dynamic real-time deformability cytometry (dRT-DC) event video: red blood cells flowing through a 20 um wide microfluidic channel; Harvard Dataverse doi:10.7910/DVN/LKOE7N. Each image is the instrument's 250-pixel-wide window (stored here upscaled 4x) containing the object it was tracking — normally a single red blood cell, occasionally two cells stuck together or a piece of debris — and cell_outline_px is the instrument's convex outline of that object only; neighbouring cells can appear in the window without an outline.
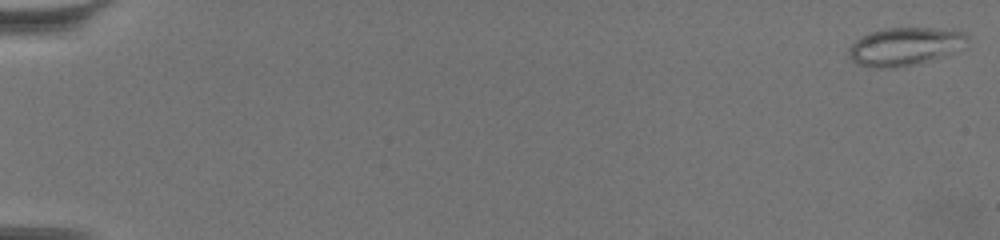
{"species": "common noctule bat (a hibernating species)", "species_latin": "Nyctalus noctula", "temperature_condition": "warm", "stored_images_in_passage": 63, "camera_frame_rate_fps": 3000, "um_per_image_px": 0.085, "animal": {"sex": "female", "body_mass_g": 19.5, "forearm_length_mm": 54.1}, "frame": {"image": 1, "passage_image": 1, "time_ms": 0.0, "image_size_px": [1000, 240], "cell_outline_px": [[968, 36], [936, 56], [924, 60], [896, 68], [868, 68], [852, 60], [848, 56], [848, 48], [856, 40], [872, 32], [888, 28], [936, 28], [968, 32]], "centroid_in_image_um": [76.69, 3.93], "position_along_channel_um": 8.3, "area_um2": 24.62}}
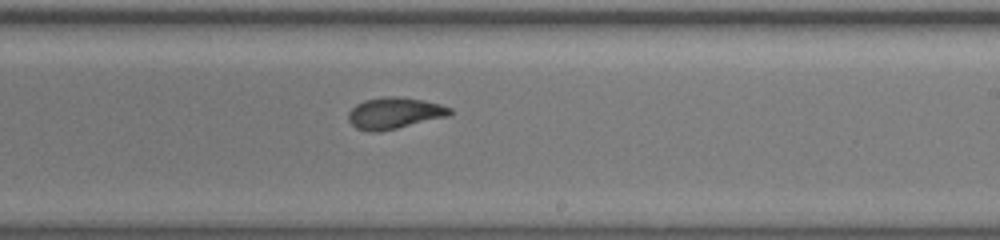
{"frame": {"image": 2, "passage_image": 40, "time_ms": 13.0, "image_size_px": [1000, 240], "cell_outline_px": [[452, 112], [448, 116], [380, 132], [368, 132], [356, 128], [348, 120], [348, 112], [356, 104], [364, 100], [388, 96], [396, 96], [424, 100], [440, 104], [452, 108]], "centroid_in_image_um": [33.51, 9.62], "position_along_channel_um": 255.5, "area_um2": 18.61}}
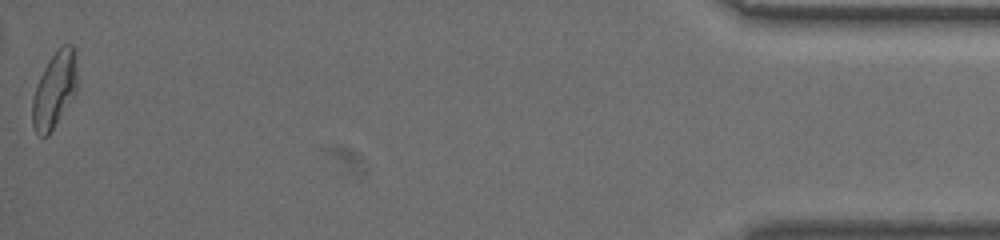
{"frame": {"image": 3, "passage_image": 63, "time_ms": 20.667, "image_size_px": [1000, 240], "cell_outline_px": [[76, 92], [48, 136], [40, 136], [36, 132], [32, 124], [32, 96], [36, 84], [48, 60], [64, 44], [72, 44], [76, 48]], "centroid_in_image_um": [4.62, 7.63], "position_along_channel_um": 430.6, "area_um2": 19.77}, "authors_computed_cell_mechanics": {"area_um2": 18.6694, "velocity_mm_per_s": 3.4028, "shape_relaxation_time_tau1_ms": 6.8972, "shape_relaxation_time_tau2_ms": 1.7835, "deformation_change_tau1": 0.216, "deformation_change_tau2": 0.0856}}